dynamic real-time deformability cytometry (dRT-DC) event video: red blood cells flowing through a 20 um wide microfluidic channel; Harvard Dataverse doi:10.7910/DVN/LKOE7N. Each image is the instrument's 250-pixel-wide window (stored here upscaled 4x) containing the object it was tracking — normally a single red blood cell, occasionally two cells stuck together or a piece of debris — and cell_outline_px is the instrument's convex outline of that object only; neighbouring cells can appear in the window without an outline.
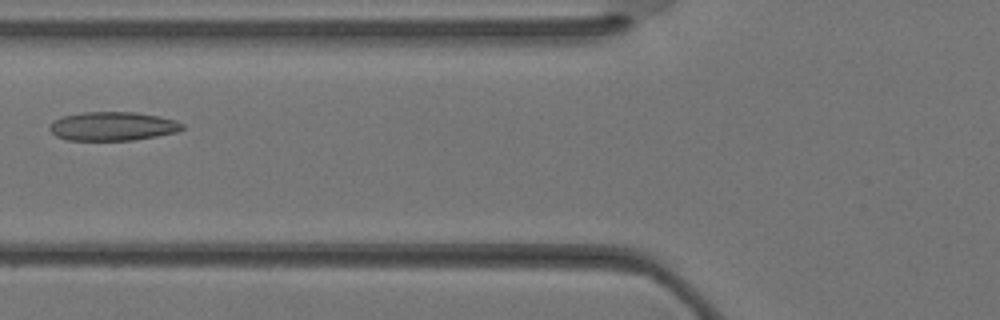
{"species": "Egyptian fruit bat (a non-hibernating species)", "species_latin": "Rousettus aegyptiacus", "temperature_condition": "warm", "stored_images_in_passage": 29, "camera_frame_rate_fps": 3000, "um_per_image_px": 0.085, "animal": {"sex": "female"}, "frame": {"image": 1, "passage_image": 7, "time_ms": 2.0, "image_size_px": [1000, 320], "cell_outline_px": [[184, 128], [176, 132], [156, 136], [132, 140], [68, 140], [56, 136], [48, 128], [48, 124], [64, 116], [80, 112], [136, 112], [160, 116], [176, 120], [184, 124]], "centroid_in_image_um": [9.59, 10.72], "position_along_channel_um": 116.2, "area_um2": 22.31}}
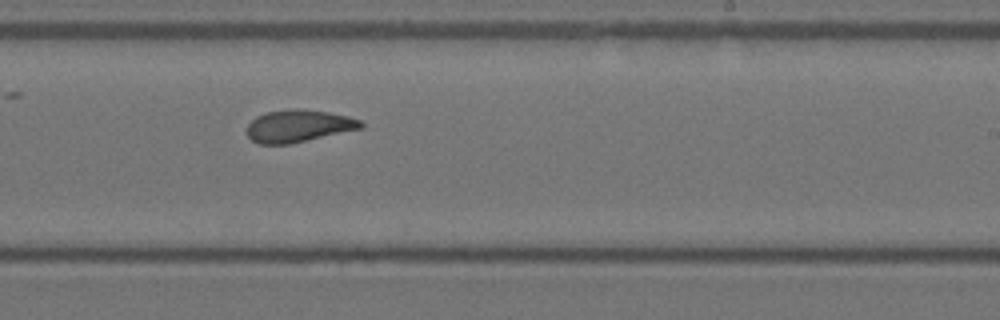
{"frame": {"image": 2, "passage_image": 15, "time_ms": 4.667, "image_size_px": [1000, 320], "cell_outline_px": [[364, 128], [288, 144], [260, 144], [252, 140], [248, 136], [248, 124], [256, 116], [268, 112], [292, 108], [304, 108], [328, 112], [348, 116], [360, 120], [364, 124]], "centroid_in_image_um": [25.4, 10.69], "position_along_channel_um": 263.6, "area_um2": 21.44}}
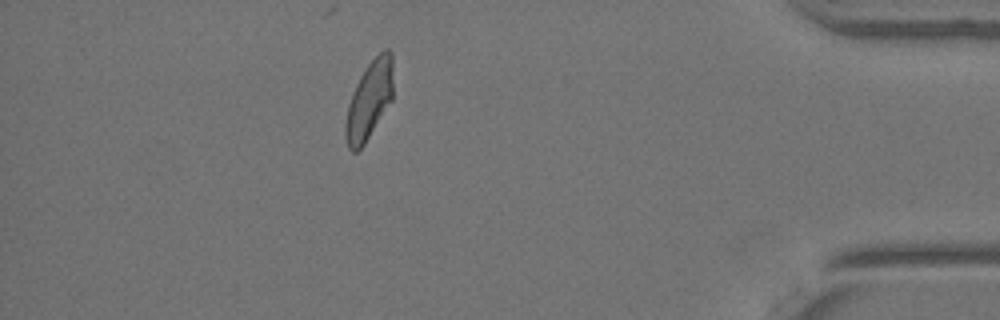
{"frame": {"image": 3, "passage_image": 25, "time_ms": 8.0, "image_size_px": [1000, 320], "cell_outline_px": [[392, 100], [364, 144], [356, 152], [352, 152], [348, 148], [344, 136], [344, 124], [348, 104], [352, 92], [360, 76], [368, 64], [384, 48], [388, 48], [392, 52]], "centroid_in_image_um": [31.36, 8.53], "position_along_channel_um": 403.8, "area_um2": 21.73}}